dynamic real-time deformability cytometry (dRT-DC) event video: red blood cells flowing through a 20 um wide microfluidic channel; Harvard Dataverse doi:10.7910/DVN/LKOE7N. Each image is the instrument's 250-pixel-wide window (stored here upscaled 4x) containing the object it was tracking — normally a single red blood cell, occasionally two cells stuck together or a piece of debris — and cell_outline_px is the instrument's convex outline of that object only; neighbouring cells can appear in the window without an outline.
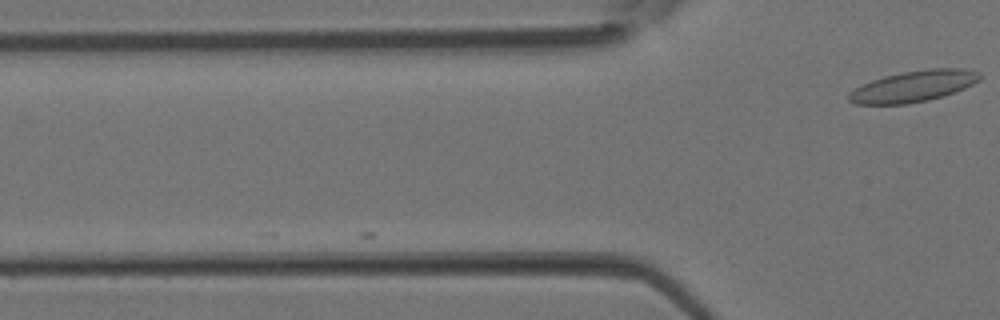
{"species": "Egyptian fruit bat (a non-hibernating species)", "species_latin": "Rousettus aegyptiacus", "temperature_condition": "room temperature", "stored_images_in_passage": 2, "camera_frame_rate_fps": 3000, "um_per_image_px": 0.085, "animal": {"sex": "female"}, "frame": {"image": 1, "passage_image": 2, "time_ms": 0.333, "image_size_px": [1000, 320], "cell_outline_px": [[984, 76], [980, 80], [964, 88], [928, 100], [908, 104], [856, 104], [848, 100], [848, 92], [872, 80], [884, 76], [904, 72], [928, 68], [964, 68], [980, 72]], "centroid_in_image_um": [77.67, 7.32], "position_along_channel_um": 48.1, "area_um2": 23.7}}